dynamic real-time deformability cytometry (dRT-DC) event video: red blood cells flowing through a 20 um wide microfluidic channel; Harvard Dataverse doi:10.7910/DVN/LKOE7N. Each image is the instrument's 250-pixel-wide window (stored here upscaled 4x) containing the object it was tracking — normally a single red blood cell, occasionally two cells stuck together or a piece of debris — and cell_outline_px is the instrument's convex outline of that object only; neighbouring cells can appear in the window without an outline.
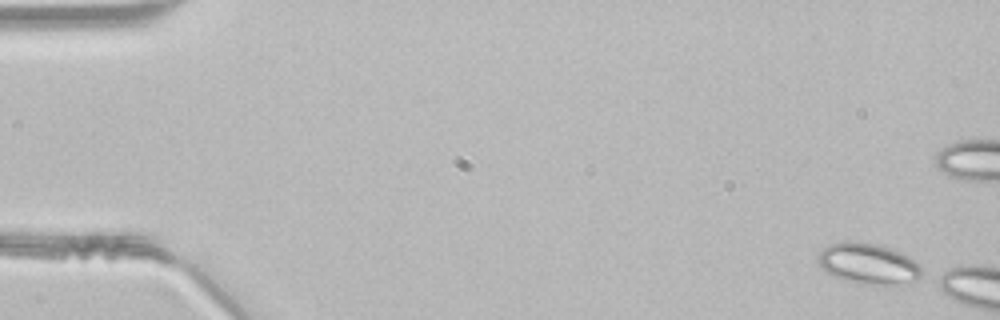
{"species": "common noctule bat (a hibernating species)", "species_latin": "Nyctalus noctula", "temperature_condition": "room temperature", "stored_images_in_passage": 6, "camera_frame_rate_fps": 3000, "um_per_image_px": 0.085, "animal": {"sex": "male", "body_mass_g": 21.5, "forearm_length_mm": 52.0}, "frame": {"image": 1, "passage_image": 1, "time_ms": 0.0, "image_size_px": [1000, 320], "cell_outline_px": [[924, 276], [912, 284], [864, 284], [844, 280], [820, 268], [816, 260], [816, 256], [828, 244], [848, 240], [876, 244], [900, 252], [908, 256], [920, 264]], "centroid_in_image_um": [73.83, 22.42], "position_along_channel_um": 11.2, "area_um2": 25.03}}